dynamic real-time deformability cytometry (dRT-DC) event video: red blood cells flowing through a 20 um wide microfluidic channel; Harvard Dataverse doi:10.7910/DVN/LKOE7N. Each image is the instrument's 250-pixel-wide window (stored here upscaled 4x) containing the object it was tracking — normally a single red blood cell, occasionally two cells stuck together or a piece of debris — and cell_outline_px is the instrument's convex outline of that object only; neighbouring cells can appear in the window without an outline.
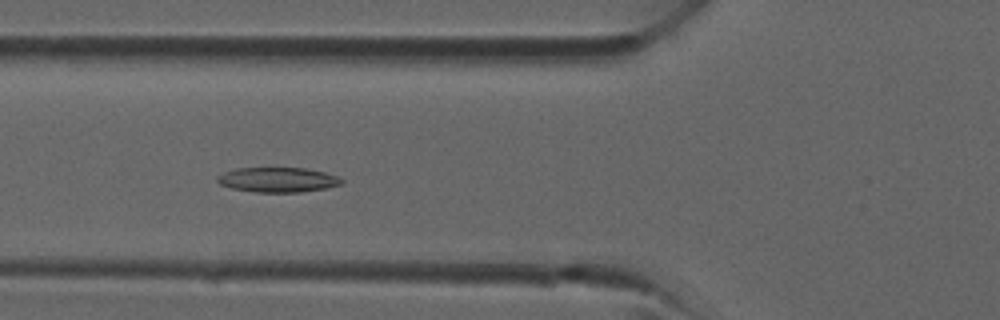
{"species": "common noctule bat (a hibernating species)", "species_latin": "Nyctalus noctula", "temperature_condition": "room temperature", "stored_images_in_passage": 38, "camera_frame_rate_fps": 3000, "um_per_image_px": 0.085, "animal": {"sex": "male", "forearm_length_mm": 52.5}, "frame": {"image": 1, "passage_image": 13, "time_ms": 4.0, "image_size_px": [1000, 320], "cell_outline_px": [[344, 180], [340, 184], [324, 188], [300, 192], [256, 192], [232, 188], [220, 184], [216, 180], [216, 176], [224, 172], [236, 168], [304, 168], [324, 172], [336, 176]], "centroid_in_image_um": [23.57, 15.27], "position_along_channel_um": 102.2, "area_um2": 17.8}}
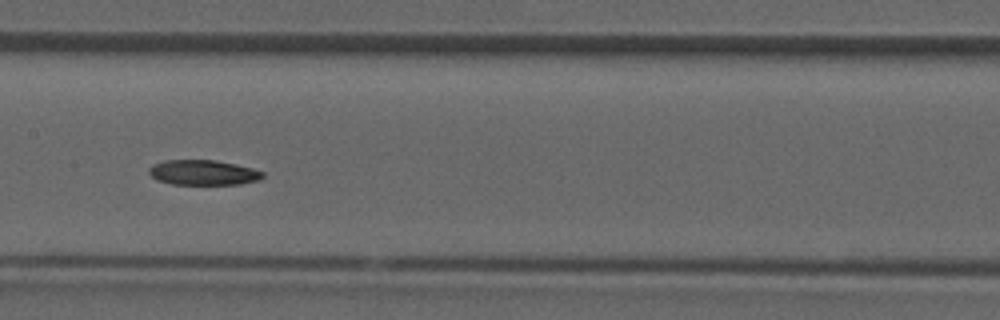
{"frame": {"image": 2, "passage_image": 18, "time_ms": 5.667, "image_size_px": [1000, 320], "cell_outline_px": [[264, 176], [256, 180], [240, 184], [172, 184], [156, 180], [148, 172], [148, 168], [152, 164], [164, 160], [216, 160], [236, 164], [252, 168], [264, 172]], "centroid_in_image_um": [17.23, 14.66], "position_along_channel_um": 190.2, "area_um2": 16.65}}
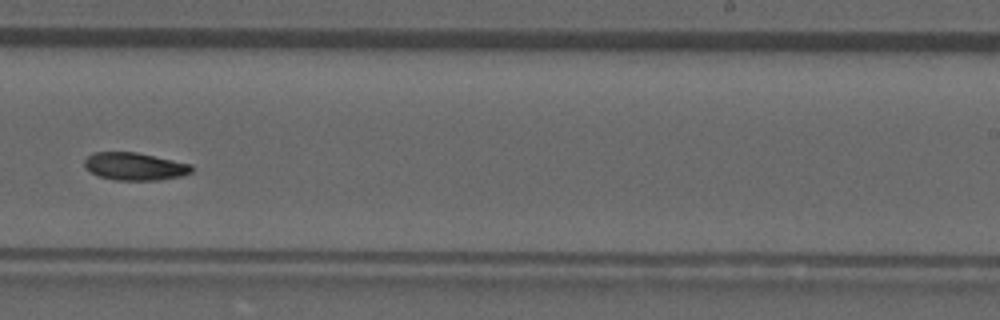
{"frame": {"image": 3, "passage_image": 23, "time_ms": 7.333, "image_size_px": [1000, 320], "cell_outline_px": [[192, 172], [180, 176], [160, 180], [116, 180], [100, 176], [92, 172], [84, 164], [84, 160], [92, 152], [136, 152], [192, 164]], "centroid_in_image_um": [11.47, 14.14], "position_along_channel_um": 277.5, "area_um2": 17.11}}